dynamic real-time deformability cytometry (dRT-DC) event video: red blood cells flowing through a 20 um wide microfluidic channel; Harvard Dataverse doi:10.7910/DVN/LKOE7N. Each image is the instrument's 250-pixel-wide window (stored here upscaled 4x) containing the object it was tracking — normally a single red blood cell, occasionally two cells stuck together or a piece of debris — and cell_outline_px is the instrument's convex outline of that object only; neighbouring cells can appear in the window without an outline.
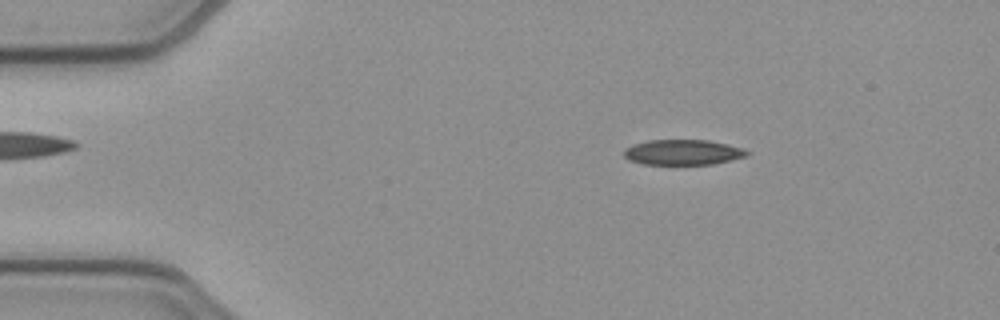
{"species": "common noctule bat (a hibernating species)", "species_latin": "Nyctalus noctula", "temperature_condition": "cold", "stored_images_in_passage": 51, "camera_frame_rate_fps": 3000, "um_per_image_px": 0.085, "animal": {"sex": "female", "body_mass_g": 21.9}, "frame": {"image": 1, "passage_image": 8, "time_ms": 2.333, "image_size_px": [1000, 320], "cell_outline_px": [[752, 152], [748, 156], [712, 164], [644, 164], [628, 160], [624, 156], [624, 148], [632, 144], [648, 140], [708, 140], [728, 144], [744, 148]], "centroid_in_image_um": [58.06, 12.93], "position_along_channel_um": 26.9, "area_um2": 18.32}}
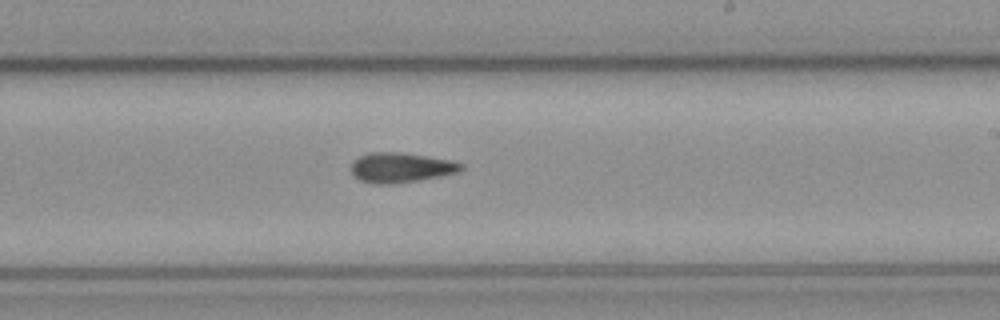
{"frame": {"image": 2, "passage_image": 30, "time_ms": 9.667, "image_size_px": [1000, 320], "cell_outline_px": [[464, 168], [460, 172], [440, 176], [416, 180], [388, 184], [372, 184], [360, 180], [352, 176], [352, 160], [360, 156], [372, 152], [400, 152], [452, 160], [464, 164]], "centroid_in_image_um": [34.07, 14.24], "position_along_channel_um": 254.9, "area_um2": 19.19}}
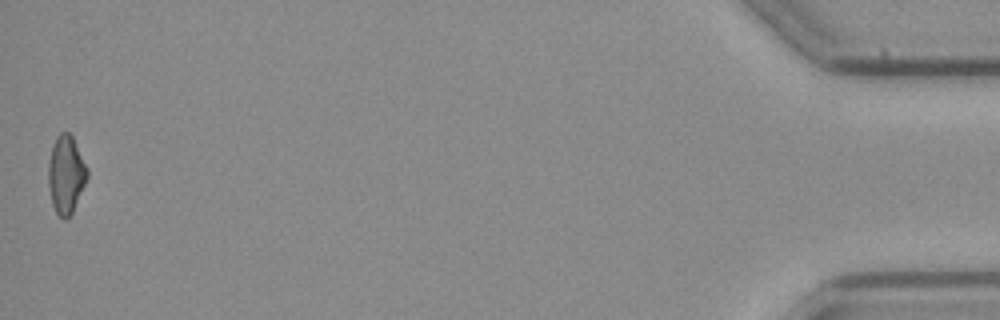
{"frame": {"image": 3, "passage_image": 51, "time_ms": 16.667, "image_size_px": [1000, 320], "cell_outline_px": [[88, 176], [72, 212], [64, 220], [56, 212], [52, 204], [48, 184], [48, 164], [52, 148], [56, 136], [60, 132], [68, 132], [72, 136], [88, 168]], "centroid_in_image_um": [5.6, 14.81], "position_along_channel_um": 429.6, "area_um2": 17.46}, "authors_computed_cell_mechanics": {"area_um2": 18.496, "velocity_mm_per_s": 3.9336, "shape_relaxation_time_tau1_ms": 7.8454, "shape_relaxation_time_tau2_ms": 8.8338, "deformation_change_tau1": 0.1519, "deformation_change_tau2": 0.2026}}